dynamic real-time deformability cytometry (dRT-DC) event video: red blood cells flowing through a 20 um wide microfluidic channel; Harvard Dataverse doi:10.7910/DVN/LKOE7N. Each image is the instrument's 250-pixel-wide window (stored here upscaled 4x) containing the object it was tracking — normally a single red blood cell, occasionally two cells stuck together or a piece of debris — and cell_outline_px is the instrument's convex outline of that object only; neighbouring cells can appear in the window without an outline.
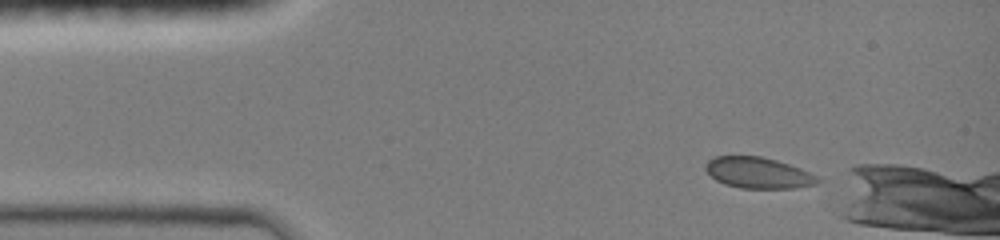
{"species": "common noctule bat (a hibernating species)", "species_latin": "Nyctalus noctula", "temperature_condition": "room temperature", "stored_images_in_passage": 10, "camera_frame_rate_fps": 3000, "um_per_image_px": 0.085, "animal": {"sex": "female", "body_mass_g": 19.0, "forearm_length_mm": 51.5}, "frame": {"image": 1, "passage_image": 1, "time_ms": 0.0, "image_size_px": [1000, 240], "cell_outline_px": [[824, 180], [816, 184], [792, 188], [740, 188], [724, 184], [716, 180], [704, 168], [708, 160], [716, 156], [760, 156], [776, 160], [800, 168]], "centroid_in_image_um": [64.45, 14.69], "position_along_channel_um": 20.6, "area_um2": 20.17}}
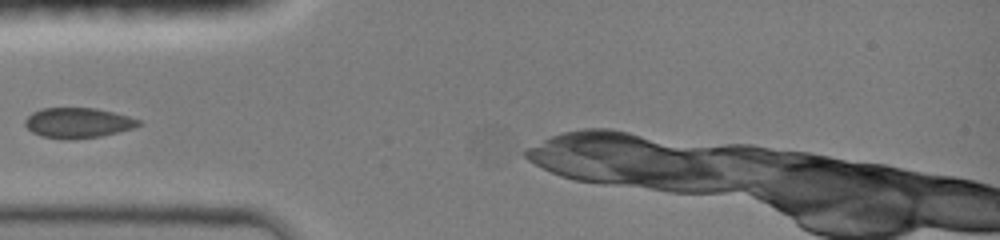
{"frame": {"image": 2, "passage_image": 6, "time_ms": 3.0, "image_size_px": [1000, 240], "cell_outline_px": [[140, 124], [132, 128], [100, 136], [40, 136], [32, 132], [24, 124], [24, 120], [32, 112], [40, 108], [96, 108], [128, 116], [140, 120]], "centroid_in_image_um": [6.59, 10.38], "position_along_channel_um": 78.4, "area_um2": 19.02}}
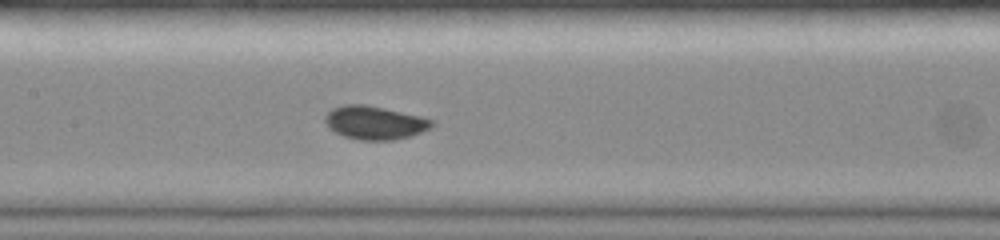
{"frame": {"image": 3, "passage_image": 9, "time_ms": 5.333, "image_size_px": [1000, 240], "cell_outline_px": [[432, 124], [428, 128], [412, 136], [392, 140], [360, 140], [344, 136], [328, 128], [324, 120], [324, 116], [332, 108], [344, 104], [364, 104], [384, 108], [432, 120]], "centroid_in_image_um": [31.76, 10.43], "position_along_channel_um": 175.6, "area_um2": 20.46}}